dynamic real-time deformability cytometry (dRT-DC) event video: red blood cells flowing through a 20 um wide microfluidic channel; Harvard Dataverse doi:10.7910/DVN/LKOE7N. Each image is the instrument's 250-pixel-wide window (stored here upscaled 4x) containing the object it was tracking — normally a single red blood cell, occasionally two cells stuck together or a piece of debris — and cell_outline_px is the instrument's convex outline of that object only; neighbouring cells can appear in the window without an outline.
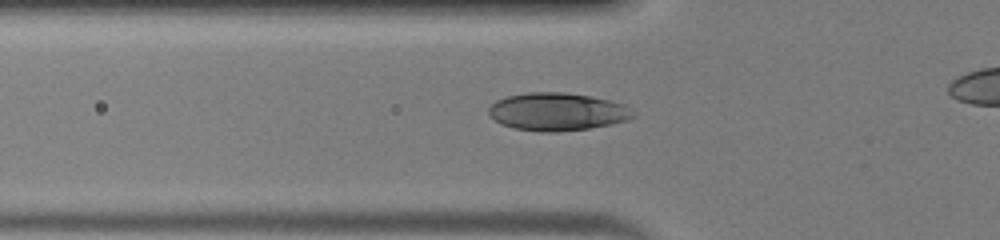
{"species": "human", "species_latin": "Homo sapiens", "temperature_condition": "warm", "stored_images_in_passage": 26, "camera_frame_rate_fps": 3000, "um_per_image_px": 0.085, "donor": {"sex": "male"}, "frame": {"image": 1, "passage_image": 2, "time_ms": 0.333, "image_size_px": [1000, 240], "cell_outline_px": [[636, 116], [628, 120], [612, 124], [588, 128], [556, 132], [540, 132], [516, 128], [504, 124], [496, 120], [488, 112], [488, 108], [496, 100], [508, 96], [528, 92], [564, 92], [588, 96], [608, 100], [624, 104], [636, 112]], "centroid_in_image_um": [47.41, 9.49], "position_along_channel_um": 78.4, "area_um2": 31.67}}
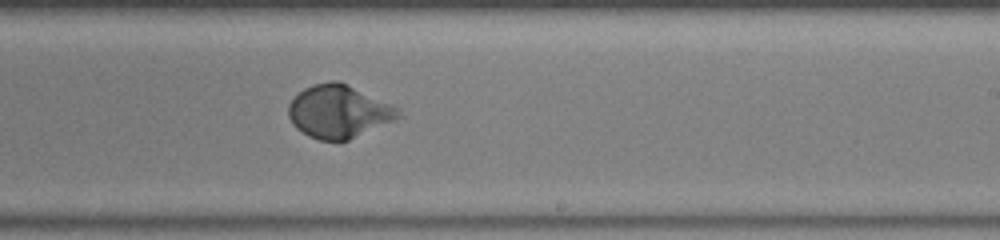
{"frame": {"image": 2, "passage_image": 14, "time_ms": 4.333, "image_size_px": [1000, 240], "cell_outline_px": [[400, 116], [396, 120], [348, 140], [320, 140], [308, 136], [296, 128], [292, 124], [288, 116], [288, 104], [304, 88], [312, 84], [332, 80], [336, 80], [348, 84], [392, 104], [400, 108]], "centroid_in_image_um": [28.79, 9.47], "position_along_channel_um": 260.2, "area_um2": 33.99}}
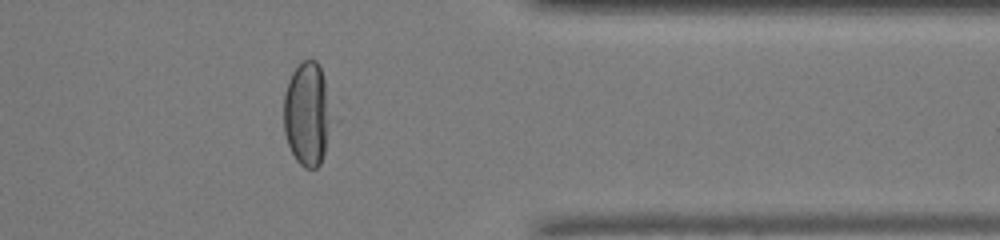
{"frame": {"image": 3, "passage_image": 23, "time_ms": 7.333, "image_size_px": [1000, 240], "cell_outline_px": [[340, 120], [320, 164], [316, 168], [304, 168], [296, 160], [288, 144], [284, 132], [284, 92], [288, 80], [292, 72], [300, 60], [316, 60], [320, 68]], "centroid_in_image_um": [26.25, 9.71], "position_along_channel_um": 385.2, "area_um2": 31.27}}